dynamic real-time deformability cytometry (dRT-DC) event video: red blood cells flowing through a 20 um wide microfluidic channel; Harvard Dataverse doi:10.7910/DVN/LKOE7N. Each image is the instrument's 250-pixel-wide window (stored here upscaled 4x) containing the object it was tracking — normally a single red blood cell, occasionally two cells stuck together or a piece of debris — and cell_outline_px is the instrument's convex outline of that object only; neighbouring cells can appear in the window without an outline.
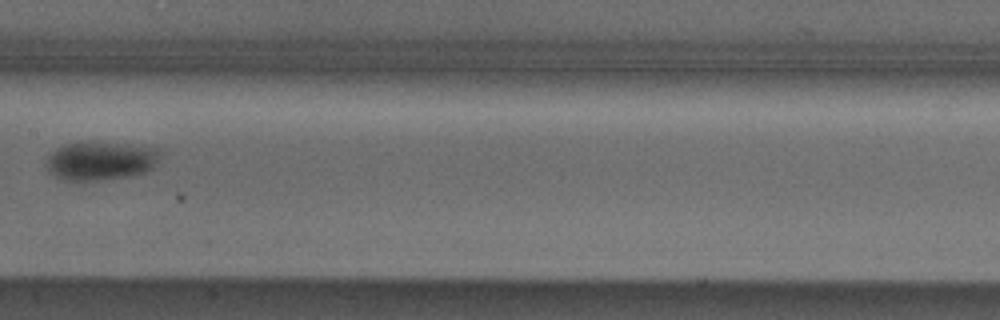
{"species": "Egyptian fruit bat (a non-hibernating species)", "species_latin": "Rousettus aegyptiacus", "temperature_condition": "cold", "stored_images_in_passage": 5, "camera_frame_rate_fps": 3000, "um_per_image_px": 0.085, "animal": {"sex": "male"}, "frame": {"image": 1, "passage_image": 4, "time_ms": 3.667, "image_size_px": [1000, 320], "cell_outline_px": [[164, 152], [156, 164], [152, 168], [144, 172], [132, 176], [96, 180], [64, 180], [48, 172], [44, 164], [44, 160], [56, 148], [64, 144], [88, 140], [160, 148]], "centroid_in_image_um": [8.55, 13.64], "position_along_channel_um": 198.9, "area_um2": 26.3}}
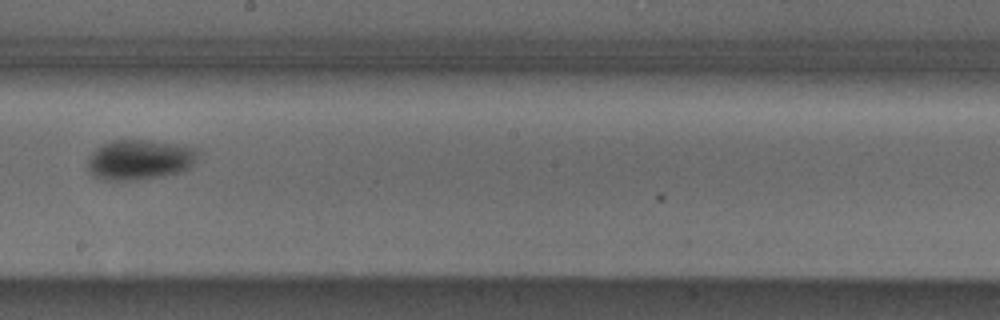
{"frame": {"image": 2, "passage_image": 5, "time_ms": 4.667, "image_size_px": [1000, 320], "cell_outline_px": [[200, 152], [192, 164], [188, 168], [180, 172], [164, 176], [136, 180], [104, 180], [92, 176], [88, 172], [88, 160], [92, 152], [96, 148], [112, 140], [144, 140], [200, 148]], "centroid_in_image_um": [11.86, 13.59], "position_along_channel_um": 236.3, "area_um2": 25.84}}